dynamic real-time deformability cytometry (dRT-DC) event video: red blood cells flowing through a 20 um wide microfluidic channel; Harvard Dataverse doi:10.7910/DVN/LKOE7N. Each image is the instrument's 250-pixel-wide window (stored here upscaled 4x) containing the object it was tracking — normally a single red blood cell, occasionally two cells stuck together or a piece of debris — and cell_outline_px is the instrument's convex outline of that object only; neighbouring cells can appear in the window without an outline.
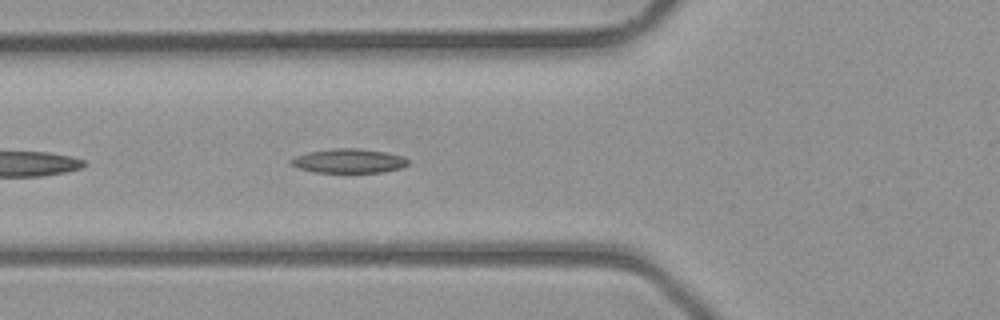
{"species": "common noctule bat (a hibernating species)", "species_latin": "Nyctalus noctula", "temperature_condition": "room temperature", "stored_images_in_passage": 13, "camera_frame_rate_fps": 3000, "um_per_image_px": 0.085, "animal": {"sex": "male", "body_mass_g": 23.1, "forearm_length_mm": 52.7}, "frame": {"image": 1, "passage_image": 6, "time_ms": 1.667, "image_size_px": [1000, 320], "cell_outline_px": [[408, 164], [400, 168], [380, 172], [316, 172], [300, 168], [288, 164], [288, 160], [296, 156], [308, 152], [332, 148], [356, 148], [388, 152], [404, 156], [408, 160]], "centroid_in_image_um": [29.63, 13.66], "position_along_channel_um": 96.2, "area_um2": 16.53}}
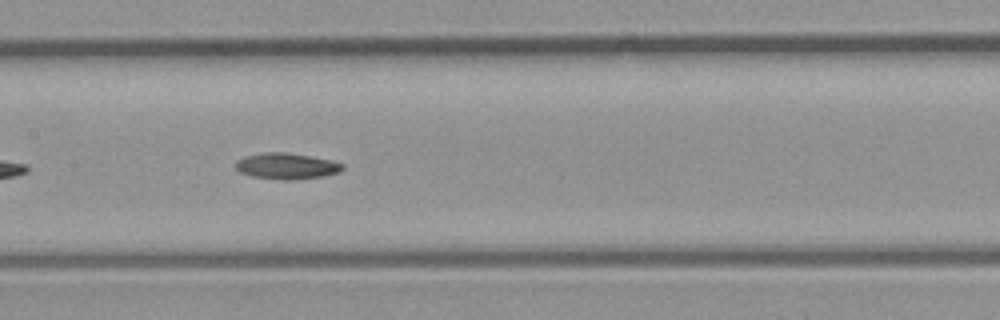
{"frame": {"image": 2, "passage_image": 11, "time_ms": 3.333, "image_size_px": [1000, 320], "cell_outline_px": [[344, 168], [340, 172], [324, 176], [292, 180], [284, 180], [252, 176], [240, 172], [236, 168], [236, 160], [244, 156], [264, 152], [288, 152], [332, 160], [344, 164]], "centroid_in_image_um": [24.38, 14.11], "position_along_channel_um": 183.0, "area_um2": 16.36}}